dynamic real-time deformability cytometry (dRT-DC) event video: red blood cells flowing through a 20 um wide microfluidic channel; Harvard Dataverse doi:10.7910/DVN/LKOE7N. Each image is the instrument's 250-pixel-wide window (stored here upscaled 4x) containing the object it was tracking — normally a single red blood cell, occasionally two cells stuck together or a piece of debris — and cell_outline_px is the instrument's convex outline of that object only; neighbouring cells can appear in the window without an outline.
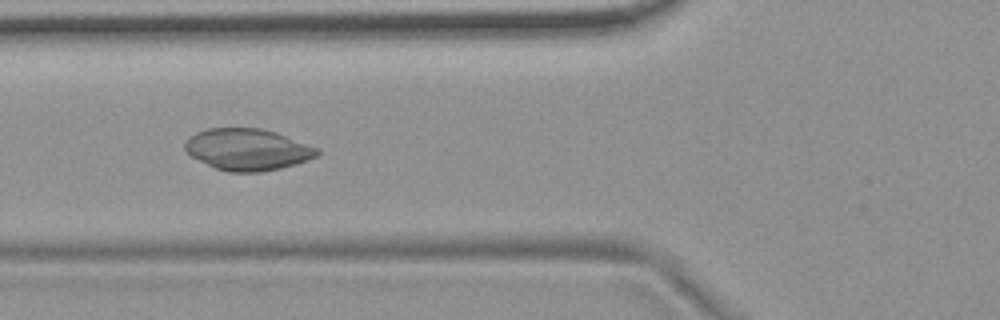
{"species": "common noctule bat (a hibernating species)", "species_latin": "Nyctalus noctula", "temperature_condition": "room temperature", "stored_images_in_passage": 9, "camera_frame_rate_fps": 3000, "um_per_image_px": 0.085, "animal": {"sex": "female", "body_mass_g": 19.9}, "frame": {"image": 1, "passage_image": 6, "time_ms": 1.667, "image_size_px": [1000, 320], "cell_outline_px": [[320, 152], [316, 156], [308, 160], [296, 164], [280, 168], [260, 172], [228, 172], [216, 168], [192, 156], [184, 148], [184, 144], [188, 136], [196, 132], [208, 128], [260, 128], [276, 132], [320, 148]], "centroid_in_image_um": [21.06, 12.7], "position_along_channel_um": 104.7, "area_um2": 32.08}}
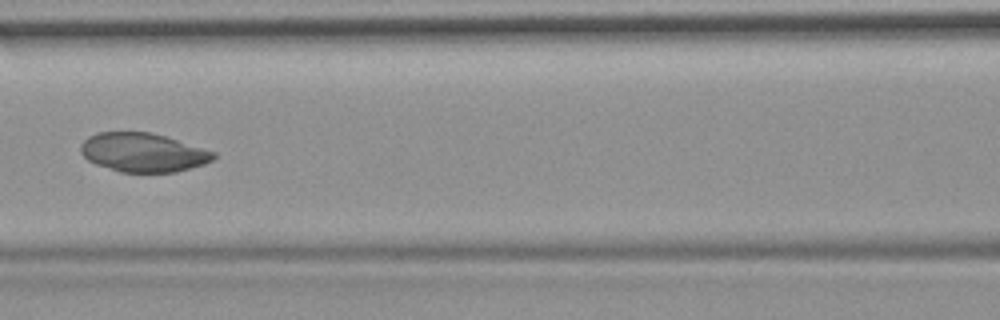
{"frame": {"image": 2, "passage_image": 7, "time_ms": 2.0, "image_size_px": [1000, 320], "cell_outline_px": [[216, 156], [212, 160], [204, 164], [176, 172], [120, 172], [96, 164], [88, 160], [80, 152], [80, 144], [88, 136], [96, 132], [148, 132], [164, 136], [216, 152]], "centroid_in_image_um": [12.13, 12.96], "position_along_channel_um": 154.5, "area_um2": 30.0}}
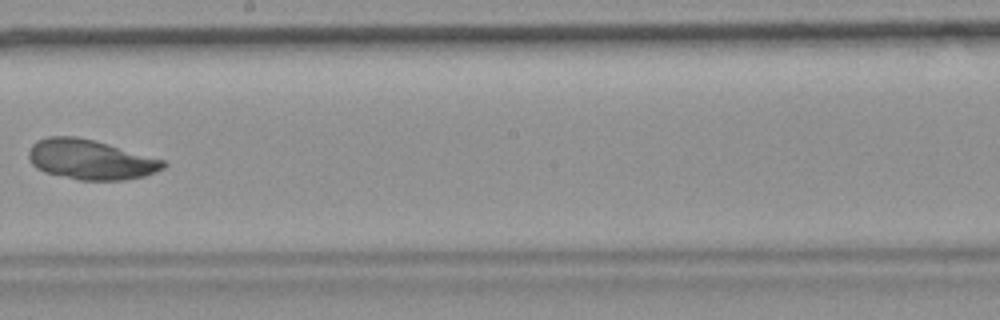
{"frame": {"image": 3, "passage_image": 9, "time_ms": 2.667, "image_size_px": [1000, 320], "cell_outline_px": [[168, 164], [164, 168], [156, 172], [144, 176], [124, 180], [80, 180], [44, 172], [36, 168], [32, 164], [28, 156], [28, 152], [32, 144], [36, 140], [48, 136], [76, 136], [108, 144], [164, 160]], "centroid_in_image_um": [7.67, 13.56], "position_along_channel_um": 240.5, "area_um2": 31.27}}